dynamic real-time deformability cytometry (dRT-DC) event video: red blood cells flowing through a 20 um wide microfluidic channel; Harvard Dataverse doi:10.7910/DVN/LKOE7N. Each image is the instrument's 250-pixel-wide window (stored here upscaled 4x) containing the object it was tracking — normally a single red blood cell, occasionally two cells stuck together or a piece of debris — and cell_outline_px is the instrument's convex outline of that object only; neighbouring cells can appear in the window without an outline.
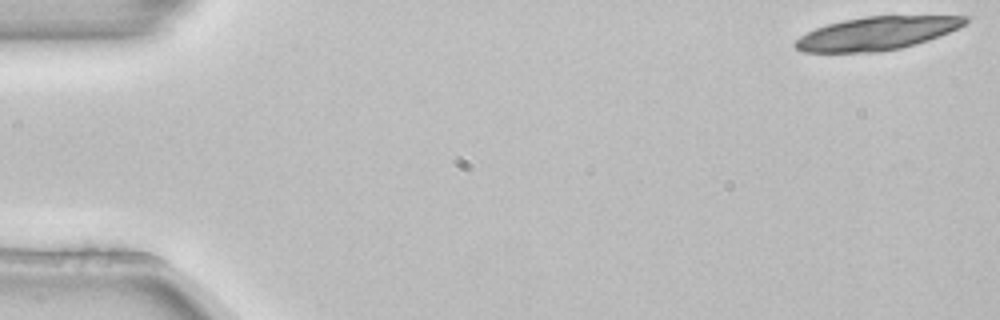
{"species": "common noctule bat (a hibernating species)", "species_latin": "Nyctalus noctula", "temperature_condition": "room temperature", "stored_images_in_passage": 4, "camera_frame_rate_fps": 3000, "um_per_image_px": 0.085, "animal": {"sex": "female", "body_mass_g": 22.7, "forearm_length_mm": 54.2}, "frame": {"image": 1, "passage_image": 1, "time_ms": 0.0, "image_size_px": [1000, 320], "cell_outline_px": [[968, 20], [964, 24], [940, 36], [916, 44], [900, 48], [880, 52], [800, 52], [792, 44], [800, 36], [816, 28], [828, 24], [844, 20], [868, 16], [968, 16]], "centroid_in_image_um": [74.49, 2.84], "position_along_channel_um": 10.5, "area_um2": 32.66}}